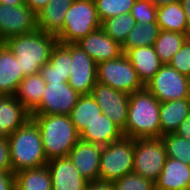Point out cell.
Returning <instances> with one entry per match:
<instances>
[{
    "label": "cell",
    "instance_id": "cell-1",
    "mask_svg": "<svg viewBox=\"0 0 190 190\" xmlns=\"http://www.w3.org/2000/svg\"><path fill=\"white\" fill-rule=\"evenodd\" d=\"M159 112L160 102L146 88L130 94L123 136L133 139L161 137Z\"/></svg>",
    "mask_w": 190,
    "mask_h": 190
},
{
    "label": "cell",
    "instance_id": "cell-2",
    "mask_svg": "<svg viewBox=\"0 0 190 190\" xmlns=\"http://www.w3.org/2000/svg\"><path fill=\"white\" fill-rule=\"evenodd\" d=\"M30 115L40 130L47 160L68 157L70 150L80 140V134L72 123L70 115Z\"/></svg>",
    "mask_w": 190,
    "mask_h": 190
},
{
    "label": "cell",
    "instance_id": "cell-3",
    "mask_svg": "<svg viewBox=\"0 0 190 190\" xmlns=\"http://www.w3.org/2000/svg\"><path fill=\"white\" fill-rule=\"evenodd\" d=\"M57 42L55 35L38 29L4 41L19 61L24 77L40 72L41 67L49 62L52 49Z\"/></svg>",
    "mask_w": 190,
    "mask_h": 190
},
{
    "label": "cell",
    "instance_id": "cell-4",
    "mask_svg": "<svg viewBox=\"0 0 190 190\" xmlns=\"http://www.w3.org/2000/svg\"><path fill=\"white\" fill-rule=\"evenodd\" d=\"M12 172L47 165L42 136L38 125L30 118L9 137Z\"/></svg>",
    "mask_w": 190,
    "mask_h": 190
},
{
    "label": "cell",
    "instance_id": "cell-5",
    "mask_svg": "<svg viewBox=\"0 0 190 190\" xmlns=\"http://www.w3.org/2000/svg\"><path fill=\"white\" fill-rule=\"evenodd\" d=\"M101 28L94 0H74L67 10L62 31L56 36L59 43H76Z\"/></svg>",
    "mask_w": 190,
    "mask_h": 190
},
{
    "label": "cell",
    "instance_id": "cell-6",
    "mask_svg": "<svg viewBox=\"0 0 190 190\" xmlns=\"http://www.w3.org/2000/svg\"><path fill=\"white\" fill-rule=\"evenodd\" d=\"M134 139H121L103 146L100 156L99 181L114 182L133 172Z\"/></svg>",
    "mask_w": 190,
    "mask_h": 190
},
{
    "label": "cell",
    "instance_id": "cell-7",
    "mask_svg": "<svg viewBox=\"0 0 190 190\" xmlns=\"http://www.w3.org/2000/svg\"><path fill=\"white\" fill-rule=\"evenodd\" d=\"M97 82L129 95L145 88L125 53L97 64Z\"/></svg>",
    "mask_w": 190,
    "mask_h": 190
},
{
    "label": "cell",
    "instance_id": "cell-8",
    "mask_svg": "<svg viewBox=\"0 0 190 190\" xmlns=\"http://www.w3.org/2000/svg\"><path fill=\"white\" fill-rule=\"evenodd\" d=\"M166 158L161 137L134 139V173L155 182L162 173Z\"/></svg>",
    "mask_w": 190,
    "mask_h": 190
},
{
    "label": "cell",
    "instance_id": "cell-9",
    "mask_svg": "<svg viewBox=\"0 0 190 190\" xmlns=\"http://www.w3.org/2000/svg\"><path fill=\"white\" fill-rule=\"evenodd\" d=\"M145 88L159 101L190 98L189 77L179 73L169 64H163Z\"/></svg>",
    "mask_w": 190,
    "mask_h": 190
},
{
    "label": "cell",
    "instance_id": "cell-10",
    "mask_svg": "<svg viewBox=\"0 0 190 190\" xmlns=\"http://www.w3.org/2000/svg\"><path fill=\"white\" fill-rule=\"evenodd\" d=\"M79 97L68 82H46L40 104L30 114L70 115Z\"/></svg>",
    "mask_w": 190,
    "mask_h": 190
},
{
    "label": "cell",
    "instance_id": "cell-11",
    "mask_svg": "<svg viewBox=\"0 0 190 190\" xmlns=\"http://www.w3.org/2000/svg\"><path fill=\"white\" fill-rule=\"evenodd\" d=\"M37 30V15L26 5L0 3V42Z\"/></svg>",
    "mask_w": 190,
    "mask_h": 190
},
{
    "label": "cell",
    "instance_id": "cell-12",
    "mask_svg": "<svg viewBox=\"0 0 190 190\" xmlns=\"http://www.w3.org/2000/svg\"><path fill=\"white\" fill-rule=\"evenodd\" d=\"M71 75L68 84L80 95L91 94L97 83V63L76 43H70Z\"/></svg>",
    "mask_w": 190,
    "mask_h": 190
},
{
    "label": "cell",
    "instance_id": "cell-13",
    "mask_svg": "<svg viewBox=\"0 0 190 190\" xmlns=\"http://www.w3.org/2000/svg\"><path fill=\"white\" fill-rule=\"evenodd\" d=\"M91 95L101 108L102 113L123 131L128 116L129 94L97 82L92 88Z\"/></svg>",
    "mask_w": 190,
    "mask_h": 190
},
{
    "label": "cell",
    "instance_id": "cell-14",
    "mask_svg": "<svg viewBox=\"0 0 190 190\" xmlns=\"http://www.w3.org/2000/svg\"><path fill=\"white\" fill-rule=\"evenodd\" d=\"M103 146L79 140L70 150L68 158L87 181L99 180L100 156Z\"/></svg>",
    "mask_w": 190,
    "mask_h": 190
},
{
    "label": "cell",
    "instance_id": "cell-15",
    "mask_svg": "<svg viewBox=\"0 0 190 190\" xmlns=\"http://www.w3.org/2000/svg\"><path fill=\"white\" fill-rule=\"evenodd\" d=\"M52 190H86L87 181L68 157H61L47 162Z\"/></svg>",
    "mask_w": 190,
    "mask_h": 190
},
{
    "label": "cell",
    "instance_id": "cell-16",
    "mask_svg": "<svg viewBox=\"0 0 190 190\" xmlns=\"http://www.w3.org/2000/svg\"><path fill=\"white\" fill-rule=\"evenodd\" d=\"M97 64L118 58L123 54L121 45L99 28L76 42Z\"/></svg>",
    "mask_w": 190,
    "mask_h": 190
},
{
    "label": "cell",
    "instance_id": "cell-17",
    "mask_svg": "<svg viewBox=\"0 0 190 190\" xmlns=\"http://www.w3.org/2000/svg\"><path fill=\"white\" fill-rule=\"evenodd\" d=\"M30 118V112L14 95H0V137H9Z\"/></svg>",
    "mask_w": 190,
    "mask_h": 190
},
{
    "label": "cell",
    "instance_id": "cell-18",
    "mask_svg": "<svg viewBox=\"0 0 190 190\" xmlns=\"http://www.w3.org/2000/svg\"><path fill=\"white\" fill-rule=\"evenodd\" d=\"M154 184L155 190H190V165L167 157Z\"/></svg>",
    "mask_w": 190,
    "mask_h": 190
},
{
    "label": "cell",
    "instance_id": "cell-19",
    "mask_svg": "<svg viewBox=\"0 0 190 190\" xmlns=\"http://www.w3.org/2000/svg\"><path fill=\"white\" fill-rule=\"evenodd\" d=\"M23 79L16 56L4 42H0V95H15Z\"/></svg>",
    "mask_w": 190,
    "mask_h": 190
},
{
    "label": "cell",
    "instance_id": "cell-20",
    "mask_svg": "<svg viewBox=\"0 0 190 190\" xmlns=\"http://www.w3.org/2000/svg\"><path fill=\"white\" fill-rule=\"evenodd\" d=\"M74 0H50L48 4L37 13V29L57 36L63 28L67 10Z\"/></svg>",
    "mask_w": 190,
    "mask_h": 190
},
{
    "label": "cell",
    "instance_id": "cell-21",
    "mask_svg": "<svg viewBox=\"0 0 190 190\" xmlns=\"http://www.w3.org/2000/svg\"><path fill=\"white\" fill-rule=\"evenodd\" d=\"M122 137V130L104 113H101L98 118L91 125H88L80 134L81 140L100 146H106Z\"/></svg>",
    "mask_w": 190,
    "mask_h": 190
},
{
    "label": "cell",
    "instance_id": "cell-22",
    "mask_svg": "<svg viewBox=\"0 0 190 190\" xmlns=\"http://www.w3.org/2000/svg\"><path fill=\"white\" fill-rule=\"evenodd\" d=\"M144 85L159 71L163 63L153 46H141L130 49L126 53Z\"/></svg>",
    "mask_w": 190,
    "mask_h": 190
},
{
    "label": "cell",
    "instance_id": "cell-23",
    "mask_svg": "<svg viewBox=\"0 0 190 190\" xmlns=\"http://www.w3.org/2000/svg\"><path fill=\"white\" fill-rule=\"evenodd\" d=\"M190 115V98L160 102L161 137L175 133L179 125Z\"/></svg>",
    "mask_w": 190,
    "mask_h": 190
},
{
    "label": "cell",
    "instance_id": "cell-24",
    "mask_svg": "<svg viewBox=\"0 0 190 190\" xmlns=\"http://www.w3.org/2000/svg\"><path fill=\"white\" fill-rule=\"evenodd\" d=\"M156 23L160 30L180 32L189 37L188 24L180 1L157 6Z\"/></svg>",
    "mask_w": 190,
    "mask_h": 190
},
{
    "label": "cell",
    "instance_id": "cell-25",
    "mask_svg": "<svg viewBox=\"0 0 190 190\" xmlns=\"http://www.w3.org/2000/svg\"><path fill=\"white\" fill-rule=\"evenodd\" d=\"M45 85L46 82L40 73L25 76L14 96L31 113L40 104Z\"/></svg>",
    "mask_w": 190,
    "mask_h": 190
},
{
    "label": "cell",
    "instance_id": "cell-26",
    "mask_svg": "<svg viewBox=\"0 0 190 190\" xmlns=\"http://www.w3.org/2000/svg\"><path fill=\"white\" fill-rule=\"evenodd\" d=\"M102 113L101 108L91 94L80 95L70 118L76 130L81 134L88 125H91Z\"/></svg>",
    "mask_w": 190,
    "mask_h": 190
},
{
    "label": "cell",
    "instance_id": "cell-27",
    "mask_svg": "<svg viewBox=\"0 0 190 190\" xmlns=\"http://www.w3.org/2000/svg\"><path fill=\"white\" fill-rule=\"evenodd\" d=\"M15 184L21 190H52V179L47 165L18 171Z\"/></svg>",
    "mask_w": 190,
    "mask_h": 190
},
{
    "label": "cell",
    "instance_id": "cell-28",
    "mask_svg": "<svg viewBox=\"0 0 190 190\" xmlns=\"http://www.w3.org/2000/svg\"><path fill=\"white\" fill-rule=\"evenodd\" d=\"M187 38L186 34L180 32L160 30L153 45L160 61L163 64H168Z\"/></svg>",
    "mask_w": 190,
    "mask_h": 190
},
{
    "label": "cell",
    "instance_id": "cell-29",
    "mask_svg": "<svg viewBox=\"0 0 190 190\" xmlns=\"http://www.w3.org/2000/svg\"><path fill=\"white\" fill-rule=\"evenodd\" d=\"M159 32L160 28L156 22H149L145 25L136 24L121 45L122 52L126 54L130 49L136 47L153 46Z\"/></svg>",
    "mask_w": 190,
    "mask_h": 190
},
{
    "label": "cell",
    "instance_id": "cell-30",
    "mask_svg": "<svg viewBox=\"0 0 190 190\" xmlns=\"http://www.w3.org/2000/svg\"><path fill=\"white\" fill-rule=\"evenodd\" d=\"M71 63L70 43L62 44L57 42L52 49L49 62L41 67L39 73L70 76Z\"/></svg>",
    "mask_w": 190,
    "mask_h": 190
},
{
    "label": "cell",
    "instance_id": "cell-31",
    "mask_svg": "<svg viewBox=\"0 0 190 190\" xmlns=\"http://www.w3.org/2000/svg\"><path fill=\"white\" fill-rule=\"evenodd\" d=\"M136 24L134 17L126 13L104 20L101 28L109 37L122 45Z\"/></svg>",
    "mask_w": 190,
    "mask_h": 190
},
{
    "label": "cell",
    "instance_id": "cell-32",
    "mask_svg": "<svg viewBox=\"0 0 190 190\" xmlns=\"http://www.w3.org/2000/svg\"><path fill=\"white\" fill-rule=\"evenodd\" d=\"M165 145L167 157L180 160L190 165V141L176 133H168L161 137Z\"/></svg>",
    "mask_w": 190,
    "mask_h": 190
},
{
    "label": "cell",
    "instance_id": "cell-33",
    "mask_svg": "<svg viewBox=\"0 0 190 190\" xmlns=\"http://www.w3.org/2000/svg\"><path fill=\"white\" fill-rule=\"evenodd\" d=\"M136 0H94L101 23L111 17L130 13Z\"/></svg>",
    "mask_w": 190,
    "mask_h": 190
},
{
    "label": "cell",
    "instance_id": "cell-34",
    "mask_svg": "<svg viewBox=\"0 0 190 190\" xmlns=\"http://www.w3.org/2000/svg\"><path fill=\"white\" fill-rule=\"evenodd\" d=\"M113 184L115 190H155V184L152 180L134 172L118 178Z\"/></svg>",
    "mask_w": 190,
    "mask_h": 190
},
{
    "label": "cell",
    "instance_id": "cell-35",
    "mask_svg": "<svg viewBox=\"0 0 190 190\" xmlns=\"http://www.w3.org/2000/svg\"><path fill=\"white\" fill-rule=\"evenodd\" d=\"M157 7L150 0H136L130 14L137 24L156 22Z\"/></svg>",
    "mask_w": 190,
    "mask_h": 190
},
{
    "label": "cell",
    "instance_id": "cell-36",
    "mask_svg": "<svg viewBox=\"0 0 190 190\" xmlns=\"http://www.w3.org/2000/svg\"><path fill=\"white\" fill-rule=\"evenodd\" d=\"M179 73L190 76V38L188 37L182 44L180 50L172 57L168 63Z\"/></svg>",
    "mask_w": 190,
    "mask_h": 190
},
{
    "label": "cell",
    "instance_id": "cell-37",
    "mask_svg": "<svg viewBox=\"0 0 190 190\" xmlns=\"http://www.w3.org/2000/svg\"><path fill=\"white\" fill-rule=\"evenodd\" d=\"M0 172H12L8 137H0Z\"/></svg>",
    "mask_w": 190,
    "mask_h": 190
},
{
    "label": "cell",
    "instance_id": "cell-38",
    "mask_svg": "<svg viewBox=\"0 0 190 190\" xmlns=\"http://www.w3.org/2000/svg\"><path fill=\"white\" fill-rule=\"evenodd\" d=\"M15 175L13 172H0V190H13Z\"/></svg>",
    "mask_w": 190,
    "mask_h": 190
},
{
    "label": "cell",
    "instance_id": "cell-39",
    "mask_svg": "<svg viewBox=\"0 0 190 190\" xmlns=\"http://www.w3.org/2000/svg\"><path fill=\"white\" fill-rule=\"evenodd\" d=\"M86 190H115L113 182L92 181L88 182Z\"/></svg>",
    "mask_w": 190,
    "mask_h": 190
},
{
    "label": "cell",
    "instance_id": "cell-40",
    "mask_svg": "<svg viewBox=\"0 0 190 190\" xmlns=\"http://www.w3.org/2000/svg\"><path fill=\"white\" fill-rule=\"evenodd\" d=\"M175 133L190 141V115L179 125Z\"/></svg>",
    "mask_w": 190,
    "mask_h": 190
},
{
    "label": "cell",
    "instance_id": "cell-41",
    "mask_svg": "<svg viewBox=\"0 0 190 190\" xmlns=\"http://www.w3.org/2000/svg\"><path fill=\"white\" fill-rule=\"evenodd\" d=\"M50 0H25L26 5L35 13H39Z\"/></svg>",
    "mask_w": 190,
    "mask_h": 190
},
{
    "label": "cell",
    "instance_id": "cell-42",
    "mask_svg": "<svg viewBox=\"0 0 190 190\" xmlns=\"http://www.w3.org/2000/svg\"><path fill=\"white\" fill-rule=\"evenodd\" d=\"M45 82H68L69 76L40 73Z\"/></svg>",
    "mask_w": 190,
    "mask_h": 190
},
{
    "label": "cell",
    "instance_id": "cell-43",
    "mask_svg": "<svg viewBox=\"0 0 190 190\" xmlns=\"http://www.w3.org/2000/svg\"><path fill=\"white\" fill-rule=\"evenodd\" d=\"M180 2L185 12V18L188 24L189 36H190V0H180Z\"/></svg>",
    "mask_w": 190,
    "mask_h": 190
},
{
    "label": "cell",
    "instance_id": "cell-44",
    "mask_svg": "<svg viewBox=\"0 0 190 190\" xmlns=\"http://www.w3.org/2000/svg\"><path fill=\"white\" fill-rule=\"evenodd\" d=\"M1 4H6L8 6H18L26 4L25 0H0Z\"/></svg>",
    "mask_w": 190,
    "mask_h": 190
},
{
    "label": "cell",
    "instance_id": "cell-45",
    "mask_svg": "<svg viewBox=\"0 0 190 190\" xmlns=\"http://www.w3.org/2000/svg\"><path fill=\"white\" fill-rule=\"evenodd\" d=\"M156 7L170 2L180 1V0H150Z\"/></svg>",
    "mask_w": 190,
    "mask_h": 190
},
{
    "label": "cell",
    "instance_id": "cell-46",
    "mask_svg": "<svg viewBox=\"0 0 190 190\" xmlns=\"http://www.w3.org/2000/svg\"><path fill=\"white\" fill-rule=\"evenodd\" d=\"M13 190H21V189L15 184Z\"/></svg>",
    "mask_w": 190,
    "mask_h": 190
}]
</instances>
